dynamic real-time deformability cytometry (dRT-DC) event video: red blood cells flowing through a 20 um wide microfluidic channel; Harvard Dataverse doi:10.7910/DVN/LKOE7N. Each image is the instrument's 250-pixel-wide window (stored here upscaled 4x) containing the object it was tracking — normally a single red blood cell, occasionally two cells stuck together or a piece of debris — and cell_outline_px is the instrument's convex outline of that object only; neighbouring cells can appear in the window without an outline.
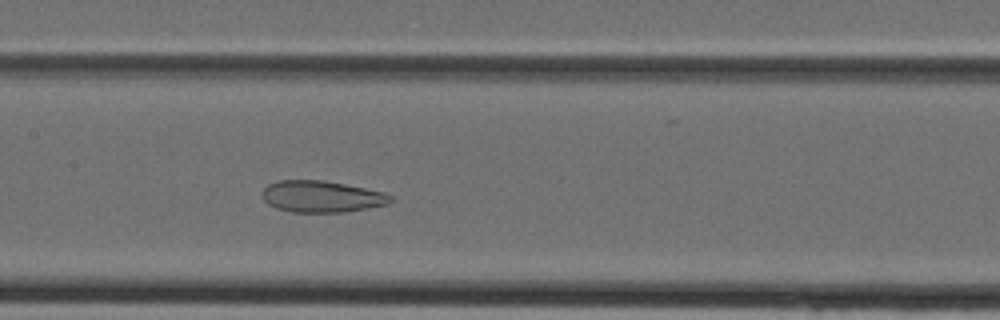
{"species": "Egyptian fruit bat (a non-hibernating species)", "species_latin": "Rousettus aegyptiacus", "temperature_condition": "cold", "stored_images_in_passage": 35, "camera_frame_rate_fps": 3000, "um_per_image_px": 0.085, "animal": {"sex": "female"}, "frame": {"image": 1, "passage_image": 15, "time_ms": 4.667, "image_size_px": [1000, 320], "cell_outline_px": [[396, 200], [388, 204], [368, 208], [344, 212], [292, 212], [276, 208], [268, 204], [264, 200], [260, 192], [268, 184], [280, 180], [324, 180], [384, 192], [392, 196]], "centroid_in_image_um": [27.34, 16.71], "position_along_channel_um": 180.1, "area_um2": 23.76}}
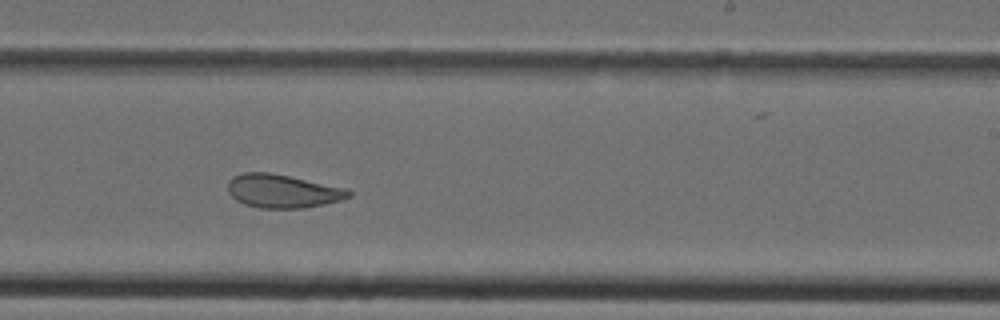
{"frame": {"image": 2, "passage_image": 20, "time_ms": 6.333, "image_size_px": [1000, 320], "cell_outline_px": [[352, 196], [340, 200], [324, 204], [304, 208], [260, 208], [244, 204], [236, 200], [228, 192], [228, 180], [232, 176], [244, 172], [268, 172], [288, 176], [344, 188], [352, 192]], "centroid_in_image_um": [23.98, 16.25], "position_along_channel_um": 265.0, "area_um2": 23.41}}
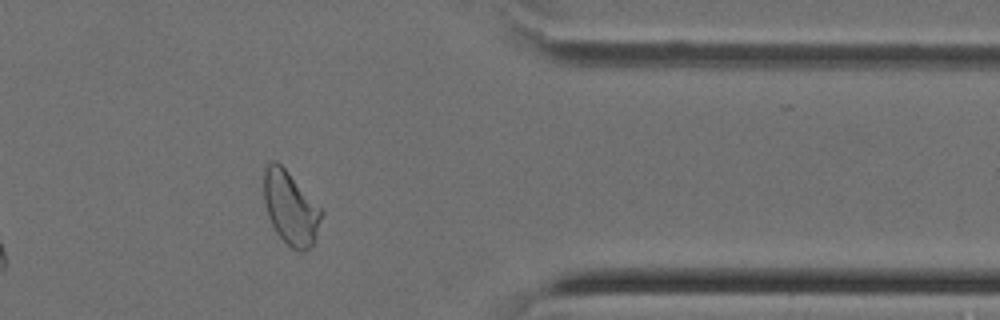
{"frame": {"image": 3, "passage_image": 28, "time_ms": 9.0, "image_size_px": [1000, 320], "cell_outline_px": [[324, 212], [316, 236], [312, 244], [304, 252], [300, 252], [292, 248], [276, 232], [268, 216], [264, 200], [264, 168], [272, 160], [276, 160], [324, 208]], "centroid_in_image_um": [24.73, 17.66], "position_along_channel_um": 386.7, "area_um2": 24.74}}